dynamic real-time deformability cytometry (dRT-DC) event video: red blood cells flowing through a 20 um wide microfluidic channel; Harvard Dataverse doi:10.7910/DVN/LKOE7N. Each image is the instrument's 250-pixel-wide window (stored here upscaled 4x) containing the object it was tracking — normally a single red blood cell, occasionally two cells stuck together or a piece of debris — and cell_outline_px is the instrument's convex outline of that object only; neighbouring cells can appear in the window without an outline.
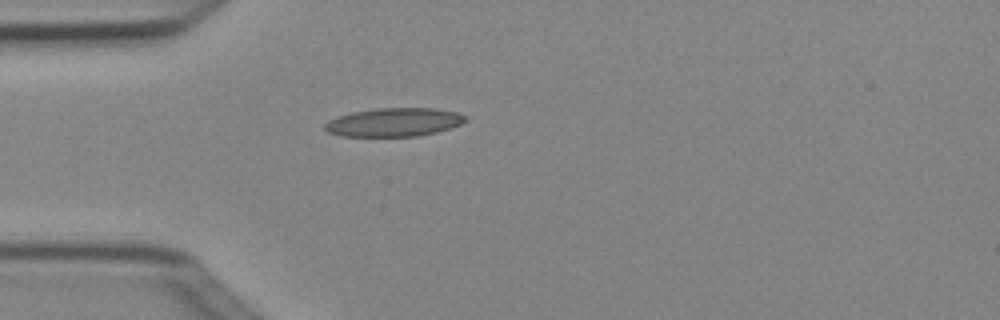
{"species": "Egyptian fruit bat (a non-hibernating species)", "species_latin": "Rousettus aegyptiacus", "temperature_condition": "cold", "stored_images_in_passage": 1, "camera_frame_rate_fps": 3000, "um_per_image_px": 0.085, "animal": {"sex": "female"}, "frame": {"image": 1, "passage_image": 1, "time_ms": 0.0, "image_size_px": [1000, 320], "cell_outline_px": [[468, 120], [452, 128], [436, 132], [416, 136], [340, 136], [328, 132], [324, 128], [324, 124], [328, 120], [352, 112], [376, 108], [436, 108], [456, 112], [468, 116]], "centroid_in_image_um": [33.52, 10.38], "position_along_channel_um": 51.5, "area_um2": 23.47}}